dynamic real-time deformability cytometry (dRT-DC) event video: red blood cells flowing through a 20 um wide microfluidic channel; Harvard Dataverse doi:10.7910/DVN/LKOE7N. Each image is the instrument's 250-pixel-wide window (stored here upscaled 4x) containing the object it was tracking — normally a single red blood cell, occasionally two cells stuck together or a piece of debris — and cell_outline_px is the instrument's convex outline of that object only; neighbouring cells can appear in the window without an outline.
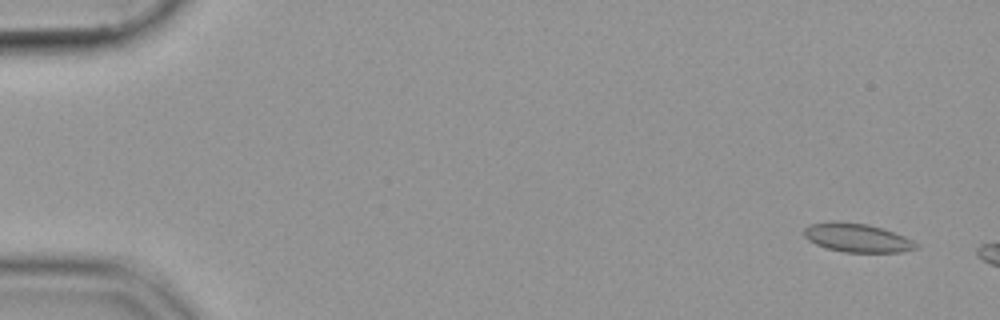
{"species": "common noctule bat (a hibernating species)", "species_latin": "Nyctalus noctula", "temperature_condition": "cold", "stored_images_in_passage": 18, "camera_frame_rate_fps": 3000, "um_per_image_px": 0.085, "animal": {"sex": "female", "body_mass_g": 19.9}, "frame": {"image": 1, "passage_image": 3, "time_ms": 0.667, "image_size_px": [1000, 320], "cell_outline_px": [[920, 248], [900, 252], [844, 252], [828, 248], [816, 244], [808, 240], [804, 236], [804, 228], [808, 224], [832, 220], [836, 220], [868, 224], [884, 228], [904, 236], [920, 244]], "centroid_in_image_um": [72.86, 20.19], "position_along_channel_um": 12.1, "area_um2": 19.07}}